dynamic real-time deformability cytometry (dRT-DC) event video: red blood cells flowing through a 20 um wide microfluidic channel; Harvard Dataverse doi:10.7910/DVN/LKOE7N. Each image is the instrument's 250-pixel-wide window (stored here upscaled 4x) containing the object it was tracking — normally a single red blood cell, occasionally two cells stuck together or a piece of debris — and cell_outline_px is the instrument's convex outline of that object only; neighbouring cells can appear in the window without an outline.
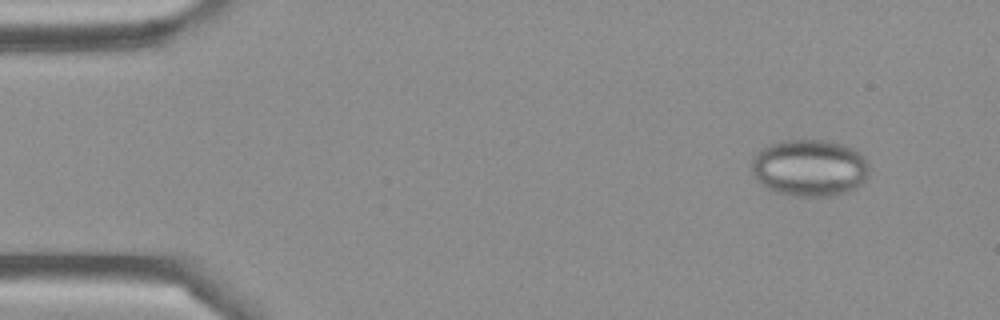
{"species": "Egyptian fruit bat (a non-hibernating species)", "species_latin": "Rousettus aegyptiacus", "temperature_condition": "cold", "stored_images_in_passage": 47, "camera_frame_rate_fps": 3000, "um_per_image_px": 0.085, "frame": {"image": 1, "passage_image": 4, "time_ms": 1.0, "image_size_px": [1000, 320], "cell_outline_px": [[868, 176], [856, 188], [848, 192], [832, 196], [792, 196], [776, 192], [764, 188], [752, 172], [752, 160], [768, 144], [784, 140], [824, 140], [844, 144], [860, 152], [864, 156], [868, 164]], "centroid_in_image_um": [68.84, 14.28], "position_along_channel_um": 16.2, "area_um2": 39.19}}
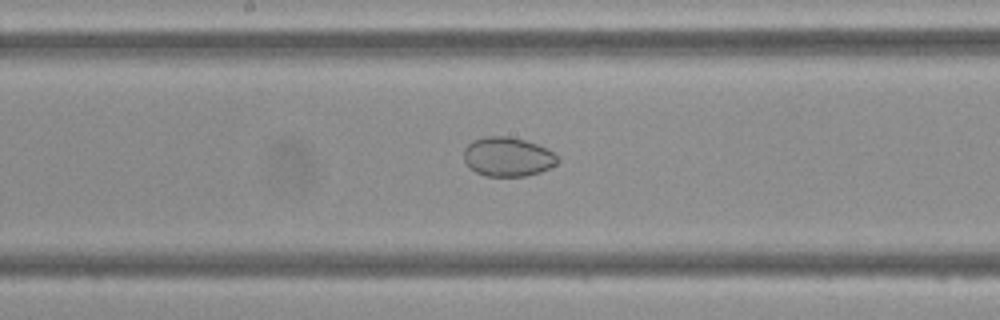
{"frame": {"image": 2, "passage_image": 24, "time_ms": 7.667, "image_size_px": [1000, 320], "cell_outline_px": [[560, 160], [556, 164], [540, 172], [524, 176], [484, 176], [468, 168], [464, 160], [464, 148], [472, 140], [484, 136], [508, 136], [524, 140], [548, 148]], "centroid_in_image_um": [43.12, 13.32], "position_along_channel_um": 205.1, "area_um2": 21.56}}
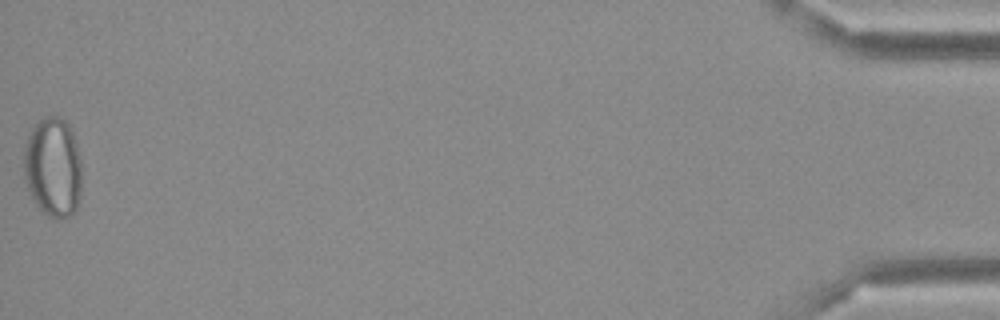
{"frame": {"image": 3, "passage_image": 47, "time_ms": 15.333, "image_size_px": [1000, 320], "cell_outline_px": [[80, 196], [76, 208], [72, 216], [60, 220], [56, 220], [48, 216], [36, 204], [24, 180], [24, 148], [28, 136], [32, 128], [44, 116], [60, 116], [68, 124], [72, 132], [76, 144], [80, 160]], "centroid_in_image_um": [4.5, 14.24], "position_along_channel_um": 430.7, "area_um2": 33.76}}